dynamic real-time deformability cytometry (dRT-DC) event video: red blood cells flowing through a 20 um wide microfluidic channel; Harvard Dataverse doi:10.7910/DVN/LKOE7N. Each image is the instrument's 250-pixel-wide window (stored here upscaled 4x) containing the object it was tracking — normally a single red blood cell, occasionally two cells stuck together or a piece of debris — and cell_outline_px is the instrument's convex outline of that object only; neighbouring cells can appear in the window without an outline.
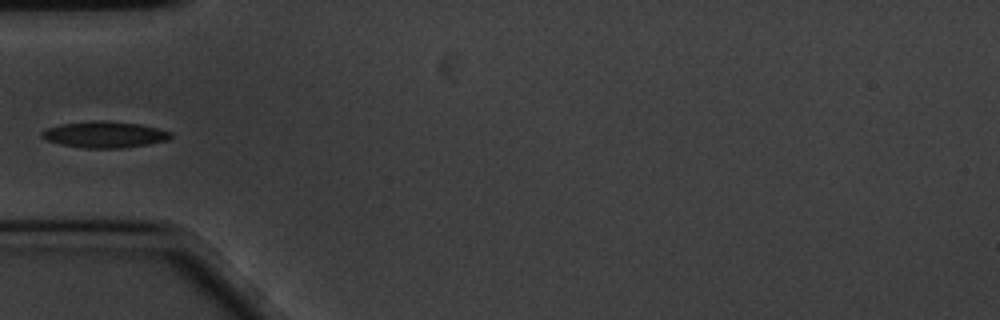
{"species": "common noctule bat (a hibernating species)", "species_latin": "Nyctalus noctula", "temperature_condition": "cold", "stored_images_in_passage": 41, "camera_frame_rate_fps": 3000, "um_per_image_px": 0.085, "animal": {"sex": "male", "body_mass_g": 20.1, "forearm_length_mm": 53.5}, "frame": {"image": 1, "passage_image": 1, "time_ms": 0.0, "image_size_px": [1000, 320], "cell_outline_px": [[172, 136], [168, 140], [148, 144], [120, 148], [84, 148], [60, 144], [48, 140], [40, 136], [40, 132], [48, 128], [60, 124], [100, 120], [104, 120], [140, 124], [172, 132]], "centroid_in_image_um": [8.89, 11.43], "position_along_channel_um": 76.1, "area_um2": 19.65}}
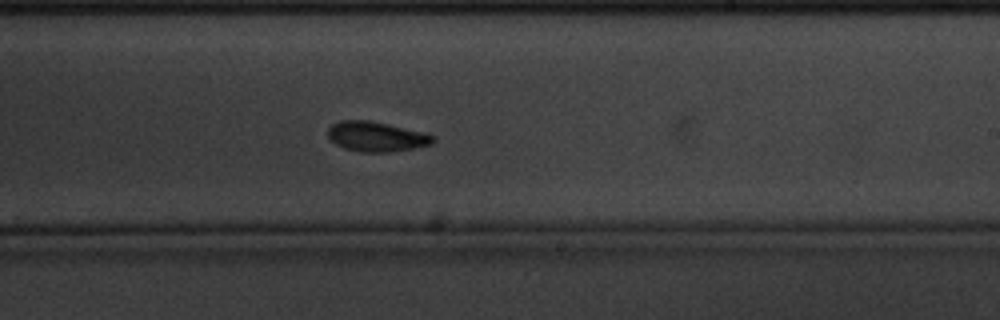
{"frame": {"image": 2, "passage_image": 17, "time_ms": 5.333, "image_size_px": [1000, 320], "cell_outline_px": [[436, 140], [432, 144], [412, 148], [388, 152], [360, 152], [344, 148], [336, 144], [328, 136], [328, 128], [332, 124], [340, 120], [368, 120], [428, 132], [436, 136]], "centroid_in_image_um": [32.03, 11.6], "position_along_channel_um": 257.0, "area_um2": 18.5}}
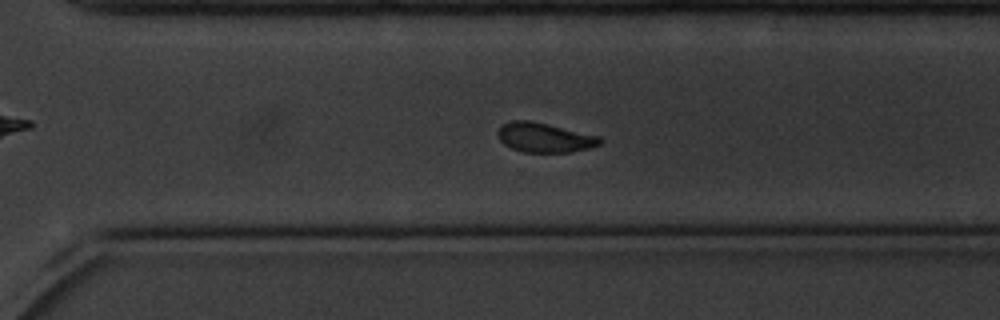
{"frame": {"image": 3, "passage_image": 23, "time_ms": 7.333, "image_size_px": [1000, 320], "cell_outline_px": [[604, 140], [600, 144], [588, 148], [572, 152], [524, 152], [512, 148], [504, 144], [500, 140], [496, 132], [500, 124], [512, 120], [528, 120], [600, 136]], "centroid_in_image_um": [46.25, 11.69], "position_along_channel_um": 324.3, "area_um2": 17.57}}